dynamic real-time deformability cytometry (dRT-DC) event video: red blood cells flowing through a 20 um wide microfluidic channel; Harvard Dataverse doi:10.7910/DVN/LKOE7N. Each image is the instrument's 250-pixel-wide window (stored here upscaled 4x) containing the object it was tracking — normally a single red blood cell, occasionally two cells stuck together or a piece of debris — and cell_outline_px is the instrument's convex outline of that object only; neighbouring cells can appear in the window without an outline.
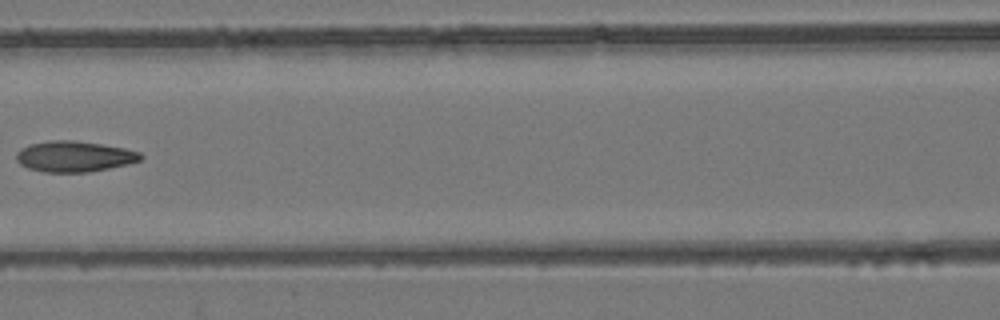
{"species": "common noctule bat (a hibernating species)", "species_latin": "Nyctalus noctula", "temperature_condition": "room temperature", "stored_images_in_passage": 7, "camera_frame_rate_fps": 3000, "um_per_image_px": 0.085, "animal": {"sex": "female", "body_mass_g": 24.6, "forearm_length_mm": 56.2}, "frame": {"image": 1, "passage_image": 6, "time_ms": 1.667, "image_size_px": [1000, 320], "cell_outline_px": [[144, 156], [140, 160], [128, 164], [88, 172], [44, 172], [28, 168], [20, 164], [16, 160], [16, 152], [20, 148], [28, 144], [48, 140], [72, 140], [100, 144], [124, 148], [140, 152]], "centroid_in_image_um": [6.27, 13.29], "position_along_channel_um": 160.3, "area_um2": 22.37}}
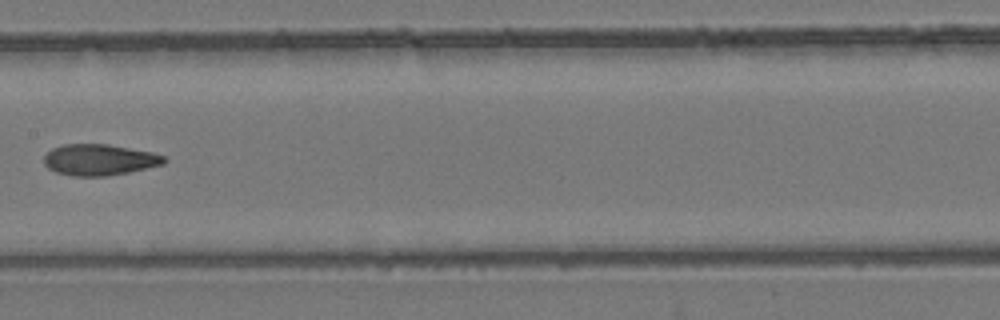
{"frame": {"image": 2, "passage_image": 7, "time_ms": 2.0, "image_size_px": [1000, 320], "cell_outline_px": [[168, 160], [164, 164], [128, 172], [108, 176], [72, 176], [56, 172], [48, 168], [44, 164], [44, 156], [52, 148], [64, 144], [108, 144], [152, 152], [164, 156]], "centroid_in_image_um": [8.44, 13.58], "position_along_channel_um": 199.0, "area_um2": 21.85}}